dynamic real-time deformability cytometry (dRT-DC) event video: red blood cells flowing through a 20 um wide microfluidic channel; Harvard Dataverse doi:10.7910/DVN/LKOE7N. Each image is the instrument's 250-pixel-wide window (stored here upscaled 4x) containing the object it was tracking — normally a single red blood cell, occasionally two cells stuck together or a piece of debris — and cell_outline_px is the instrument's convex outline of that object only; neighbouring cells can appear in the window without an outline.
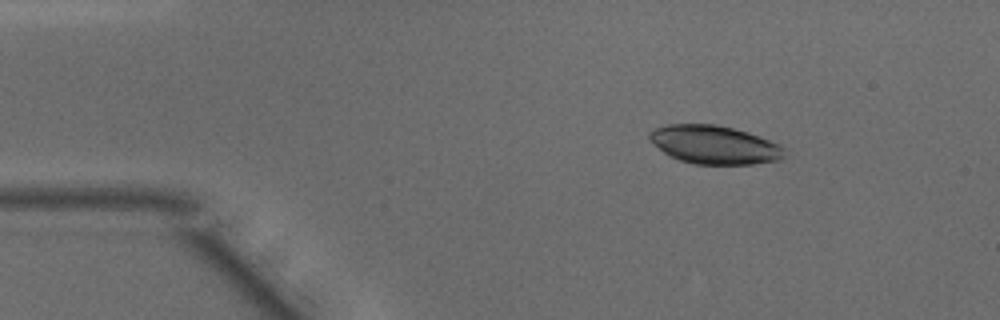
{"species": "common noctule bat (a hibernating species)", "species_latin": "Nyctalus noctula", "temperature_condition": "warm", "stored_images_in_passage": 47, "camera_frame_rate_fps": 3000, "um_per_image_px": 0.085, "animal": {"sex": "male", "body_mass_g": 15.6}, "frame": {"image": 1, "passage_image": 6, "time_ms": 1.667, "image_size_px": [1000, 320], "cell_outline_px": [[784, 156], [776, 160], [752, 164], [692, 164], [668, 156], [648, 136], [648, 132], [656, 128], [668, 124], [716, 124], [748, 132], [760, 136], [784, 148]], "centroid_in_image_um": [60.7, 12.3], "position_along_channel_um": 24.3, "area_um2": 29.88}}
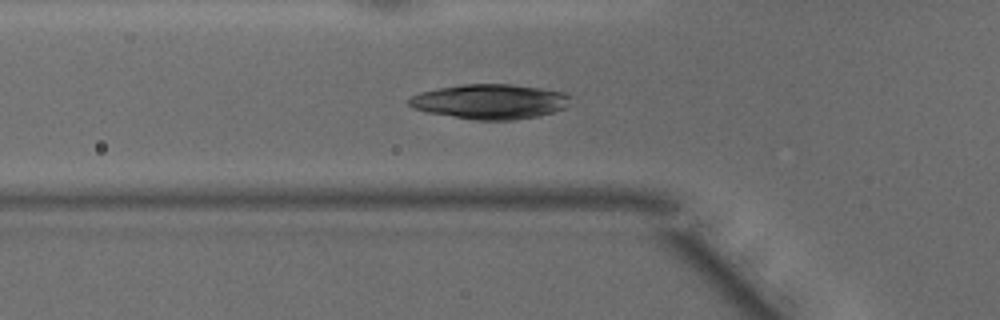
{"frame": {"image": 2, "passage_image": 15, "time_ms": 4.667, "image_size_px": [1000, 320], "cell_outline_px": [[572, 104], [564, 108], [552, 112], [536, 116], [512, 120], [476, 120], [428, 112], [412, 108], [404, 100], [420, 92], [440, 88], [464, 84], [512, 84], [568, 92]], "centroid_in_image_um": [41.67, 8.63], "position_along_channel_um": 84.1, "area_um2": 32.89}}
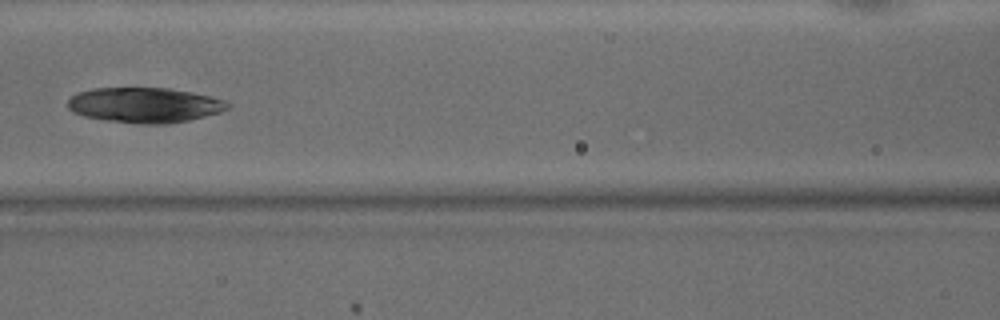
{"frame": {"image": 3, "passage_image": 20, "time_ms": 6.333, "image_size_px": [1000, 320], "cell_outline_px": [[232, 104], [228, 108], [220, 112], [188, 120], [168, 124], [140, 124], [104, 120], [84, 116], [72, 112], [68, 108], [68, 100], [72, 96], [80, 92], [92, 88], [168, 88], [208, 96], [224, 100]], "centroid_in_image_um": [12.27, 8.94], "position_along_channel_um": 154.3, "area_um2": 32.6}}